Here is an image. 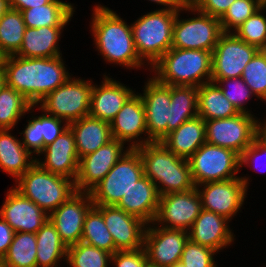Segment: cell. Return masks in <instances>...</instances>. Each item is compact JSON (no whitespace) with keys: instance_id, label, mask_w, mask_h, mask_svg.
<instances>
[{"instance_id":"816d5d0a","label":"cell","mask_w":266,"mask_h":267,"mask_svg":"<svg viewBox=\"0 0 266 267\" xmlns=\"http://www.w3.org/2000/svg\"><path fill=\"white\" fill-rule=\"evenodd\" d=\"M258 120H256V124H255V139L262 144L263 146L266 147V122H264V124H262L261 122H259ZM263 125V126H262Z\"/></svg>"},{"instance_id":"f546056e","label":"cell","mask_w":266,"mask_h":267,"mask_svg":"<svg viewBox=\"0 0 266 267\" xmlns=\"http://www.w3.org/2000/svg\"><path fill=\"white\" fill-rule=\"evenodd\" d=\"M197 103L198 116L204 120L229 118L240 113L214 82H208L198 87Z\"/></svg>"},{"instance_id":"d4e9b609","label":"cell","mask_w":266,"mask_h":267,"mask_svg":"<svg viewBox=\"0 0 266 267\" xmlns=\"http://www.w3.org/2000/svg\"><path fill=\"white\" fill-rule=\"evenodd\" d=\"M160 201L157 186L145 175L123 195L116 205L125 212L141 218L144 222L153 223Z\"/></svg>"},{"instance_id":"7bdbcfd3","label":"cell","mask_w":266,"mask_h":267,"mask_svg":"<svg viewBox=\"0 0 266 267\" xmlns=\"http://www.w3.org/2000/svg\"><path fill=\"white\" fill-rule=\"evenodd\" d=\"M216 251L190 240L184 246L180 262L185 267H216L213 255Z\"/></svg>"},{"instance_id":"cb8c5ba5","label":"cell","mask_w":266,"mask_h":267,"mask_svg":"<svg viewBox=\"0 0 266 267\" xmlns=\"http://www.w3.org/2000/svg\"><path fill=\"white\" fill-rule=\"evenodd\" d=\"M104 76L100 87L93 84L89 116L110 124L134 91L119 81Z\"/></svg>"},{"instance_id":"277c9868","label":"cell","mask_w":266,"mask_h":267,"mask_svg":"<svg viewBox=\"0 0 266 267\" xmlns=\"http://www.w3.org/2000/svg\"><path fill=\"white\" fill-rule=\"evenodd\" d=\"M151 69L162 84L199 87L211 82L212 52L170 48Z\"/></svg>"},{"instance_id":"f907efd6","label":"cell","mask_w":266,"mask_h":267,"mask_svg":"<svg viewBox=\"0 0 266 267\" xmlns=\"http://www.w3.org/2000/svg\"><path fill=\"white\" fill-rule=\"evenodd\" d=\"M54 0H9L10 8L23 11L26 9L42 6Z\"/></svg>"},{"instance_id":"1f68e13d","label":"cell","mask_w":266,"mask_h":267,"mask_svg":"<svg viewBox=\"0 0 266 267\" xmlns=\"http://www.w3.org/2000/svg\"><path fill=\"white\" fill-rule=\"evenodd\" d=\"M198 87L171 86L170 121L167 135L198 115Z\"/></svg>"},{"instance_id":"9c48e42d","label":"cell","mask_w":266,"mask_h":267,"mask_svg":"<svg viewBox=\"0 0 266 267\" xmlns=\"http://www.w3.org/2000/svg\"><path fill=\"white\" fill-rule=\"evenodd\" d=\"M188 162L195 186L238 178L235 174L240 169V155L229 148L205 142Z\"/></svg>"},{"instance_id":"74e56055","label":"cell","mask_w":266,"mask_h":267,"mask_svg":"<svg viewBox=\"0 0 266 267\" xmlns=\"http://www.w3.org/2000/svg\"><path fill=\"white\" fill-rule=\"evenodd\" d=\"M112 254L84 242L67 249L66 261L70 267H108Z\"/></svg>"},{"instance_id":"7402d4cb","label":"cell","mask_w":266,"mask_h":267,"mask_svg":"<svg viewBox=\"0 0 266 267\" xmlns=\"http://www.w3.org/2000/svg\"><path fill=\"white\" fill-rule=\"evenodd\" d=\"M40 154H45V161L41 162L36 158V163L43 169L75 181L78 173L79 157L75 137L70 127L63 131L52 143L45 146Z\"/></svg>"},{"instance_id":"6da1fadb","label":"cell","mask_w":266,"mask_h":267,"mask_svg":"<svg viewBox=\"0 0 266 267\" xmlns=\"http://www.w3.org/2000/svg\"><path fill=\"white\" fill-rule=\"evenodd\" d=\"M61 57L7 56L4 65L6 85L20 92L32 105H38L70 78Z\"/></svg>"},{"instance_id":"30bf717a","label":"cell","mask_w":266,"mask_h":267,"mask_svg":"<svg viewBox=\"0 0 266 267\" xmlns=\"http://www.w3.org/2000/svg\"><path fill=\"white\" fill-rule=\"evenodd\" d=\"M179 12L173 26L172 48L213 52L223 34L219 18L198 11V17L179 20Z\"/></svg>"},{"instance_id":"7a4b0ae2","label":"cell","mask_w":266,"mask_h":267,"mask_svg":"<svg viewBox=\"0 0 266 267\" xmlns=\"http://www.w3.org/2000/svg\"><path fill=\"white\" fill-rule=\"evenodd\" d=\"M93 11L91 30L105 60L127 68L141 67L144 63L138 56L131 26L108 7L98 5Z\"/></svg>"},{"instance_id":"8992f818","label":"cell","mask_w":266,"mask_h":267,"mask_svg":"<svg viewBox=\"0 0 266 267\" xmlns=\"http://www.w3.org/2000/svg\"><path fill=\"white\" fill-rule=\"evenodd\" d=\"M16 182L14 188L48 215L76 192L72 179L48 172L36 162Z\"/></svg>"},{"instance_id":"d6986e66","label":"cell","mask_w":266,"mask_h":267,"mask_svg":"<svg viewBox=\"0 0 266 267\" xmlns=\"http://www.w3.org/2000/svg\"><path fill=\"white\" fill-rule=\"evenodd\" d=\"M103 215L117 251L143 248L147 223L115 206L94 205Z\"/></svg>"},{"instance_id":"f35d334b","label":"cell","mask_w":266,"mask_h":267,"mask_svg":"<svg viewBox=\"0 0 266 267\" xmlns=\"http://www.w3.org/2000/svg\"><path fill=\"white\" fill-rule=\"evenodd\" d=\"M242 80L259 99L266 101V50H259L245 66Z\"/></svg>"},{"instance_id":"ac0fdd59","label":"cell","mask_w":266,"mask_h":267,"mask_svg":"<svg viewBox=\"0 0 266 267\" xmlns=\"http://www.w3.org/2000/svg\"><path fill=\"white\" fill-rule=\"evenodd\" d=\"M124 142L112 139L94 153L79 159L75 183L76 191L89 192L99 183L117 161L129 150L123 152ZM123 152V153H122Z\"/></svg>"},{"instance_id":"8d00e7d4","label":"cell","mask_w":266,"mask_h":267,"mask_svg":"<svg viewBox=\"0 0 266 267\" xmlns=\"http://www.w3.org/2000/svg\"><path fill=\"white\" fill-rule=\"evenodd\" d=\"M34 106L20 92L5 85L0 91V130L12 129Z\"/></svg>"},{"instance_id":"ee69618b","label":"cell","mask_w":266,"mask_h":267,"mask_svg":"<svg viewBox=\"0 0 266 267\" xmlns=\"http://www.w3.org/2000/svg\"><path fill=\"white\" fill-rule=\"evenodd\" d=\"M64 120L56 118L45 112L39 116V132L40 138L44 139V147L52 143L63 131H65L69 124L62 123ZM63 124V126H61Z\"/></svg>"},{"instance_id":"7dc6e473","label":"cell","mask_w":266,"mask_h":267,"mask_svg":"<svg viewBox=\"0 0 266 267\" xmlns=\"http://www.w3.org/2000/svg\"><path fill=\"white\" fill-rule=\"evenodd\" d=\"M110 261H113L116 267H144L148 263L144 248L117 251L112 254Z\"/></svg>"},{"instance_id":"7c38bea8","label":"cell","mask_w":266,"mask_h":267,"mask_svg":"<svg viewBox=\"0 0 266 267\" xmlns=\"http://www.w3.org/2000/svg\"><path fill=\"white\" fill-rule=\"evenodd\" d=\"M258 51L234 33H223L212 52L211 79L241 77L245 66Z\"/></svg>"},{"instance_id":"d6a6232c","label":"cell","mask_w":266,"mask_h":267,"mask_svg":"<svg viewBox=\"0 0 266 267\" xmlns=\"http://www.w3.org/2000/svg\"><path fill=\"white\" fill-rule=\"evenodd\" d=\"M37 267H57L60 259H66L68 247L61 240L54 224L47 222L36 232Z\"/></svg>"},{"instance_id":"d590c367","label":"cell","mask_w":266,"mask_h":267,"mask_svg":"<svg viewBox=\"0 0 266 267\" xmlns=\"http://www.w3.org/2000/svg\"><path fill=\"white\" fill-rule=\"evenodd\" d=\"M81 242L111 254L117 252L112 235L105 225L103 215L95 206L88 211L85 217Z\"/></svg>"},{"instance_id":"83f0119b","label":"cell","mask_w":266,"mask_h":267,"mask_svg":"<svg viewBox=\"0 0 266 267\" xmlns=\"http://www.w3.org/2000/svg\"><path fill=\"white\" fill-rule=\"evenodd\" d=\"M64 27H27L19 51L15 54L24 58H51L61 56L58 41Z\"/></svg>"},{"instance_id":"ba28073f","label":"cell","mask_w":266,"mask_h":267,"mask_svg":"<svg viewBox=\"0 0 266 267\" xmlns=\"http://www.w3.org/2000/svg\"><path fill=\"white\" fill-rule=\"evenodd\" d=\"M92 88L90 80L70 77L38 102L41 103L39 109L69 124L89 116Z\"/></svg>"},{"instance_id":"4316f807","label":"cell","mask_w":266,"mask_h":267,"mask_svg":"<svg viewBox=\"0 0 266 267\" xmlns=\"http://www.w3.org/2000/svg\"><path fill=\"white\" fill-rule=\"evenodd\" d=\"M69 127L75 137L79 159L94 153L112 140L110 124L91 116L73 121Z\"/></svg>"},{"instance_id":"4dcf8cb0","label":"cell","mask_w":266,"mask_h":267,"mask_svg":"<svg viewBox=\"0 0 266 267\" xmlns=\"http://www.w3.org/2000/svg\"><path fill=\"white\" fill-rule=\"evenodd\" d=\"M74 12L71 3L54 0L48 4L22 11L24 23L29 28L65 27Z\"/></svg>"},{"instance_id":"8fae6325","label":"cell","mask_w":266,"mask_h":267,"mask_svg":"<svg viewBox=\"0 0 266 267\" xmlns=\"http://www.w3.org/2000/svg\"><path fill=\"white\" fill-rule=\"evenodd\" d=\"M251 113H242L223 119L205 120L206 143L229 148L239 155L255 139L256 120Z\"/></svg>"},{"instance_id":"5b68a950","label":"cell","mask_w":266,"mask_h":267,"mask_svg":"<svg viewBox=\"0 0 266 267\" xmlns=\"http://www.w3.org/2000/svg\"><path fill=\"white\" fill-rule=\"evenodd\" d=\"M178 10L165 8L152 11L131 24L138 56L152 67L170 48L173 42V26Z\"/></svg>"},{"instance_id":"603a6c76","label":"cell","mask_w":266,"mask_h":267,"mask_svg":"<svg viewBox=\"0 0 266 267\" xmlns=\"http://www.w3.org/2000/svg\"><path fill=\"white\" fill-rule=\"evenodd\" d=\"M226 217L202 209L188 231L189 240L218 252L234 241Z\"/></svg>"},{"instance_id":"11a10c76","label":"cell","mask_w":266,"mask_h":267,"mask_svg":"<svg viewBox=\"0 0 266 267\" xmlns=\"http://www.w3.org/2000/svg\"><path fill=\"white\" fill-rule=\"evenodd\" d=\"M7 55L0 49V70H4Z\"/></svg>"},{"instance_id":"484cf974","label":"cell","mask_w":266,"mask_h":267,"mask_svg":"<svg viewBox=\"0 0 266 267\" xmlns=\"http://www.w3.org/2000/svg\"><path fill=\"white\" fill-rule=\"evenodd\" d=\"M161 142L176 156L189 159L206 142V123L196 116L169 133Z\"/></svg>"},{"instance_id":"44dd1931","label":"cell","mask_w":266,"mask_h":267,"mask_svg":"<svg viewBox=\"0 0 266 267\" xmlns=\"http://www.w3.org/2000/svg\"><path fill=\"white\" fill-rule=\"evenodd\" d=\"M112 139L131 142L129 148H137L145 145L146 140L140 141L138 137L145 133L146 129L145 107L140 94L133 93L124 103L122 109L110 122ZM137 141H133L134 139ZM139 141V142H138Z\"/></svg>"},{"instance_id":"4fadbf2b","label":"cell","mask_w":266,"mask_h":267,"mask_svg":"<svg viewBox=\"0 0 266 267\" xmlns=\"http://www.w3.org/2000/svg\"><path fill=\"white\" fill-rule=\"evenodd\" d=\"M202 209V201L196 187L185 192L164 194L160 196L157 214L152 224L160 222L164 223L161 224L163 228L188 232Z\"/></svg>"},{"instance_id":"94428289","label":"cell","mask_w":266,"mask_h":267,"mask_svg":"<svg viewBox=\"0 0 266 267\" xmlns=\"http://www.w3.org/2000/svg\"><path fill=\"white\" fill-rule=\"evenodd\" d=\"M144 267H157V266L151 265L150 263H147Z\"/></svg>"},{"instance_id":"2e32d148","label":"cell","mask_w":266,"mask_h":267,"mask_svg":"<svg viewBox=\"0 0 266 267\" xmlns=\"http://www.w3.org/2000/svg\"><path fill=\"white\" fill-rule=\"evenodd\" d=\"M188 240L187 231L146 226L143 248L148 263L157 267H171L180 262L184 246Z\"/></svg>"},{"instance_id":"e575fe53","label":"cell","mask_w":266,"mask_h":267,"mask_svg":"<svg viewBox=\"0 0 266 267\" xmlns=\"http://www.w3.org/2000/svg\"><path fill=\"white\" fill-rule=\"evenodd\" d=\"M22 12L10 8L0 18V49L7 55H15L23 42L26 30Z\"/></svg>"},{"instance_id":"9f6ffc18","label":"cell","mask_w":266,"mask_h":267,"mask_svg":"<svg viewBox=\"0 0 266 267\" xmlns=\"http://www.w3.org/2000/svg\"><path fill=\"white\" fill-rule=\"evenodd\" d=\"M182 6H194L197 0H177Z\"/></svg>"},{"instance_id":"db71d44e","label":"cell","mask_w":266,"mask_h":267,"mask_svg":"<svg viewBox=\"0 0 266 267\" xmlns=\"http://www.w3.org/2000/svg\"><path fill=\"white\" fill-rule=\"evenodd\" d=\"M10 9L9 0H0V18Z\"/></svg>"},{"instance_id":"e0dca14e","label":"cell","mask_w":266,"mask_h":267,"mask_svg":"<svg viewBox=\"0 0 266 267\" xmlns=\"http://www.w3.org/2000/svg\"><path fill=\"white\" fill-rule=\"evenodd\" d=\"M145 84L141 95L146 118L148 136L146 143L158 142L167 136L170 121L171 86L158 82L154 77Z\"/></svg>"},{"instance_id":"681fc988","label":"cell","mask_w":266,"mask_h":267,"mask_svg":"<svg viewBox=\"0 0 266 267\" xmlns=\"http://www.w3.org/2000/svg\"><path fill=\"white\" fill-rule=\"evenodd\" d=\"M15 231L12 227L1 217L0 218V261L7 254L10 244L13 241Z\"/></svg>"},{"instance_id":"60d3db41","label":"cell","mask_w":266,"mask_h":267,"mask_svg":"<svg viewBox=\"0 0 266 267\" xmlns=\"http://www.w3.org/2000/svg\"><path fill=\"white\" fill-rule=\"evenodd\" d=\"M260 8L261 0H235L219 19L223 33L235 31Z\"/></svg>"},{"instance_id":"bcb514c9","label":"cell","mask_w":266,"mask_h":267,"mask_svg":"<svg viewBox=\"0 0 266 267\" xmlns=\"http://www.w3.org/2000/svg\"><path fill=\"white\" fill-rule=\"evenodd\" d=\"M235 0H197L194 6H183L180 10L198 13L201 11L210 16L221 18Z\"/></svg>"},{"instance_id":"3957f363","label":"cell","mask_w":266,"mask_h":267,"mask_svg":"<svg viewBox=\"0 0 266 267\" xmlns=\"http://www.w3.org/2000/svg\"><path fill=\"white\" fill-rule=\"evenodd\" d=\"M135 149L141 156L144 175L157 186L160 196L196 187L188 160L176 156L161 141L149 142Z\"/></svg>"},{"instance_id":"c3c4849f","label":"cell","mask_w":266,"mask_h":267,"mask_svg":"<svg viewBox=\"0 0 266 267\" xmlns=\"http://www.w3.org/2000/svg\"><path fill=\"white\" fill-rule=\"evenodd\" d=\"M259 154L260 155L263 154L264 155V158L266 159V147L263 146L262 144H260L256 139H254L253 142H252V144L249 145L243 151V153L240 155V167H242L243 164L244 165L247 164L249 166L250 164H248V163L251 162V164H252L253 162H257L258 159H259V157H261ZM253 160H255V161H253ZM255 165H256V163H255ZM257 167H259V166H257ZM255 168H256V166H255Z\"/></svg>"},{"instance_id":"91938a15","label":"cell","mask_w":266,"mask_h":267,"mask_svg":"<svg viewBox=\"0 0 266 267\" xmlns=\"http://www.w3.org/2000/svg\"><path fill=\"white\" fill-rule=\"evenodd\" d=\"M261 8L266 9V0H261Z\"/></svg>"},{"instance_id":"ab89813d","label":"cell","mask_w":266,"mask_h":267,"mask_svg":"<svg viewBox=\"0 0 266 267\" xmlns=\"http://www.w3.org/2000/svg\"><path fill=\"white\" fill-rule=\"evenodd\" d=\"M262 8L242 23L234 34L249 45L259 50H266V16L261 14Z\"/></svg>"},{"instance_id":"b9f144b4","label":"cell","mask_w":266,"mask_h":267,"mask_svg":"<svg viewBox=\"0 0 266 267\" xmlns=\"http://www.w3.org/2000/svg\"><path fill=\"white\" fill-rule=\"evenodd\" d=\"M211 82L216 83L221 88L224 96L236 107L239 112H250L246 111L244 105L245 102L251 98L250 96L253 95V93L241 77L230 79H211ZM224 83H227L226 85L228 86L224 85Z\"/></svg>"},{"instance_id":"ffe728a7","label":"cell","mask_w":266,"mask_h":267,"mask_svg":"<svg viewBox=\"0 0 266 267\" xmlns=\"http://www.w3.org/2000/svg\"><path fill=\"white\" fill-rule=\"evenodd\" d=\"M2 217L15 232L36 233L49 219L34 202L15 188L10 189L0 210Z\"/></svg>"},{"instance_id":"f5cc1de1","label":"cell","mask_w":266,"mask_h":267,"mask_svg":"<svg viewBox=\"0 0 266 267\" xmlns=\"http://www.w3.org/2000/svg\"><path fill=\"white\" fill-rule=\"evenodd\" d=\"M166 6V10H180L183 6L177 0H149Z\"/></svg>"},{"instance_id":"6f0895ef","label":"cell","mask_w":266,"mask_h":267,"mask_svg":"<svg viewBox=\"0 0 266 267\" xmlns=\"http://www.w3.org/2000/svg\"><path fill=\"white\" fill-rule=\"evenodd\" d=\"M5 85H6L5 71L4 70H0V91Z\"/></svg>"},{"instance_id":"f6af8a7d","label":"cell","mask_w":266,"mask_h":267,"mask_svg":"<svg viewBox=\"0 0 266 267\" xmlns=\"http://www.w3.org/2000/svg\"><path fill=\"white\" fill-rule=\"evenodd\" d=\"M28 121L25 130L21 133L24 134L22 144L30 154L37 153L39 156L44 149V139L40 138L39 132V117H34L32 120Z\"/></svg>"},{"instance_id":"836d02e7","label":"cell","mask_w":266,"mask_h":267,"mask_svg":"<svg viewBox=\"0 0 266 267\" xmlns=\"http://www.w3.org/2000/svg\"><path fill=\"white\" fill-rule=\"evenodd\" d=\"M36 233L15 232L7 254L0 261L1 267H37Z\"/></svg>"},{"instance_id":"680465c9","label":"cell","mask_w":266,"mask_h":267,"mask_svg":"<svg viewBox=\"0 0 266 267\" xmlns=\"http://www.w3.org/2000/svg\"><path fill=\"white\" fill-rule=\"evenodd\" d=\"M171 267H185V265H183L181 262H177Z\"/></svg>"},{"instance_id":"52a82bcc","label":"cell","mask_w":266,"mask_h":267,"mask_svg":"<svg viewBox=\"0 0 266 267\" xmlns=\"http://www.w3.org/2000/svg\"><path fill=\"white\" fill-rule=\"evenodd\" d=\"M143 176L141 156L135 148H129L106 176L89 191L93 204L117 205L123 195Z\"/></svg>"},{"instance_id":"5bb4252c","label":"cell","mask_w":266,"mask_h":267,"mask_svg":"<svg viewBox=\"0 0 266 267\" xmlns=\"http://www.w3.org/2000/svg\"><path fill=\"white\" fill-rule=\"evenodd\" d=\"M247 181L246 177H238L196 186L202 201V208L222 215L228 220L231 219L243 205L248 189ZM199 186L204 187L200 190Z\"/></svg>"},{"instance_id":"9a60e30c","label":"cell","mask_w":266,"mask_h":267,"mask_svg":"<svg viewBox=\"0 0 266 267\" xmlns=\"http://www.w3.org/2000/svg\"><path fill=\"white\" fill-rule=\"evenodd\" d=\"M93 206L89 192L76 191L49 215L67 247L81 242L85 217Z\"/></svg>"},{"instance_id":"f1b7e54d","label":"cell","mask_w":266,"mask_h":267,"mask_svg":"<svg viewBox=\"0 0 266 267\" xmlns=\"http://www.w3.org/2000/svg\"><path fill=\"white\" fill-rule=\"evenodd\" d=\"M9 131V129L0 130V168L17 181L36 162V159L32 158L21 141L11 136Z\"/></svg>"}]
</instances>
